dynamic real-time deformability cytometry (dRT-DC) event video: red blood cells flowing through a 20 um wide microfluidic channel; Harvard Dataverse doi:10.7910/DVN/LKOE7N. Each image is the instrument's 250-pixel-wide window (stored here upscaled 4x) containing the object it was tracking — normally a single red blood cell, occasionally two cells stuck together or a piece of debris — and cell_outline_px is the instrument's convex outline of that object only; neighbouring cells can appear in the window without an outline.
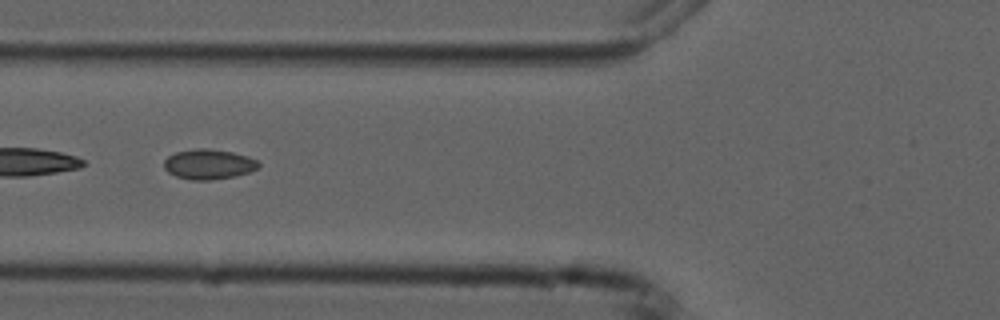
{"species": "common noctule bat (a hibernating species)", "species_latin": "Nyctalus noctula", "temperature_condition": "cold", "stored_images_in_passage": 7, "segment_of_instrument_passage": [2, 2], "camera_frame_rate_fps": 3000, "um_per_image_px": 0.085, "animal": {"sex": "male", "forearm_length_mm": 52.5}, "frame": {"image": 1, "passage_image": 6, "time_ms": 5.667, "image_size_px": [1000, 320], "cell_outline_px": [[260, 164], [256, 168], [248, 172], [236, 176], [212, 180], [192, 180], [176, 176], [168, 172], [164, 168], [164, 160], [168, 156], [176, 152], [196, 148], [208, 148], [232, 152], [248, 156], [256, 160]], "centroid_in_image_um": [17.72, 13.96], "position_along_channel_um": 108.1, "area_um2": 16.53}}
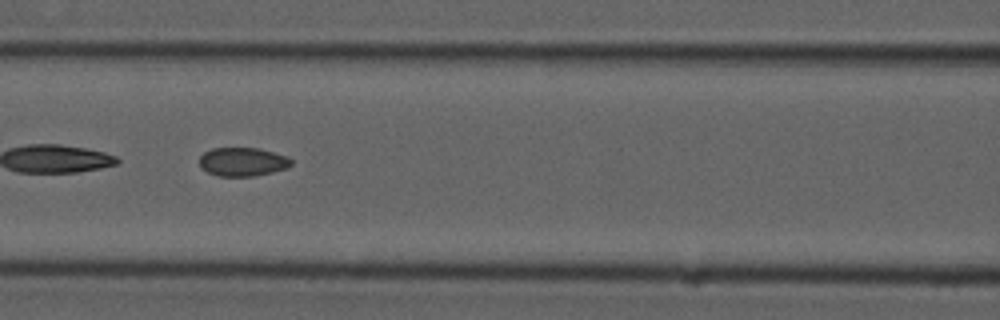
{"frame": {"image": 2, "passage_image": 7, "time_ms": 6.667, "image_size_px": [1000, 320], "cell_outline_px": [[292, 164], [288, 168], [272, 172], [252, 176], [220, 176], [208, 172], [200, 168], [200, 156], [204, 152], [212, 148], [260, 148], [288, 156], [292, 160]], "centroid_in_image_um": [20.64, 13.74], "position_along_channel_um": 146.0, "area_um2": 15.43}}